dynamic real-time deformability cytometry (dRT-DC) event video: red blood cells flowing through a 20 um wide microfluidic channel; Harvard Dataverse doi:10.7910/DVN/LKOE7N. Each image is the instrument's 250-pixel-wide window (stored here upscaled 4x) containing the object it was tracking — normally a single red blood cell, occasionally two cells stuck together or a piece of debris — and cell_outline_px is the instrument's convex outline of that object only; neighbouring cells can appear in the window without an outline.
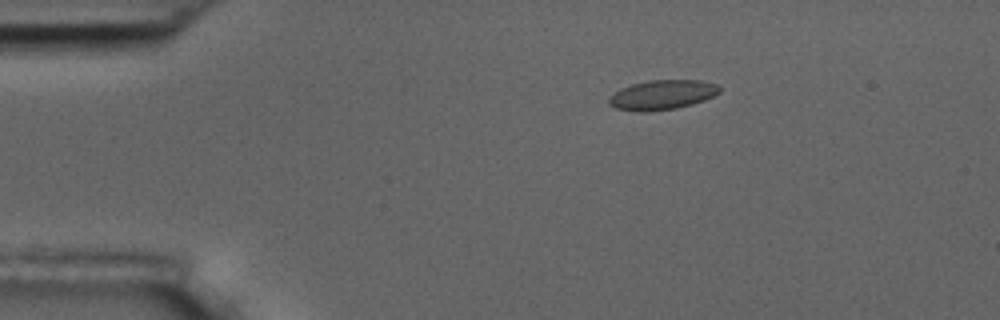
{"species": "common noctule bat (a hibernating species)", "species_latin": "Nyctalus noctula", "temperature_condition": "room temperature", "stored_images_in_passage": 6, "camera_frame_rate_fps": 3000, "um_per_image_px": 0.085, "animal": {"sex": "male", "body_mass_g": 17.5, "forearm_length_mm": 52.3}, "frame": {"image": 1, "passage_image": 3, "time_ms": 2.333, "image_size_px": [1000, 320], "cell_outline_px": [[720, 92], [704, 100], [692, 104], [676, 108], [644, 112], [636, 112], [616, 108], [608, 104], [608, 100], [620, 88], [632, 84], [652, 80], [700, 80], [716, 84], [720, 88]], "centroid_in_image_um": [56.28, 8.06], "position_along_channel_um": 28.7, "area_um2": 18.96}}
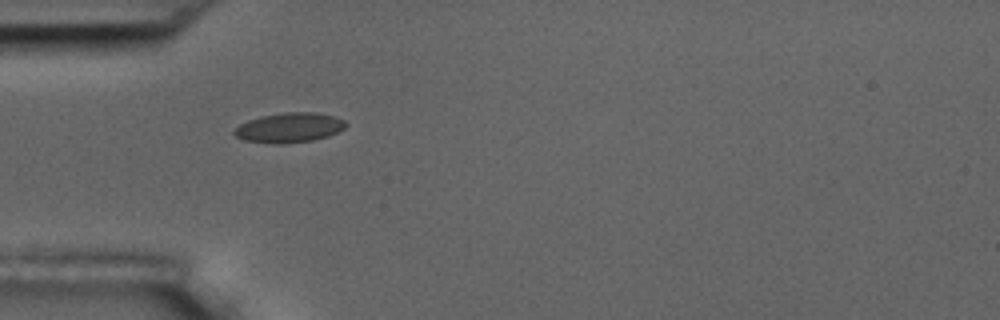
{"frame": {"image": 2, "passage_image": 5, "time_ms": 4.667, "image_size_px": [1000, 320], "cell_outline_px": [[348, 124], [344, 128], [328, 136], [312, 140], [280, 144], [272, 144], [244, 140], [236, 136], [232, 132], [240, 124], [248, 120], [260, 116], [284, 112], [316, 112], [336, 116], [344, 120]], "centroid_in_image_um": [24.59, 10.84], "position_along_channel_um": 60.4, "area_um2": 19.42}}